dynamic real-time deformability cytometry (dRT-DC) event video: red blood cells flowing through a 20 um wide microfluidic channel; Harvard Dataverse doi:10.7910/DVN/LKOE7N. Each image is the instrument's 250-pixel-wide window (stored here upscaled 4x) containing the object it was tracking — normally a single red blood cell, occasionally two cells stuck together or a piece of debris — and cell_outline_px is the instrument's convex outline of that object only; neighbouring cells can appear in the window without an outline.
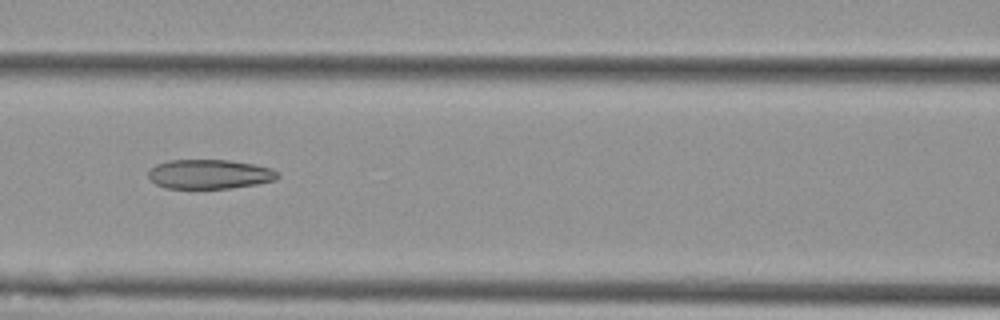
{"species": "Egyptian fruit bat (a non-hibernating species)", "species_latin": "Rousettus aegyptiacus", "temperature_condition": "cold", "stored_images_in_passage": 7, "camera_frame_rate_fps": 3000, "um_per_image_px": 0.085, "animal": {"sex": "female"}, "frame": {"image": 1, "passage_image": 3, "time_ms": 0.667, "image_size_px": [1000, 320], "cell_outline_px": [[280, 176], [276, 180], [256, 184], [228, 188], [164, 188], [156, 184], [148, 176], [148, 172], [156, 164], [168, 160], [228, 160], [256, 164], [272, 168], [280, 172]], "centroid_in_image_um": [17.85, 14.8], "position_along_channel_um": 148.7, "area_um2": 22.25}}
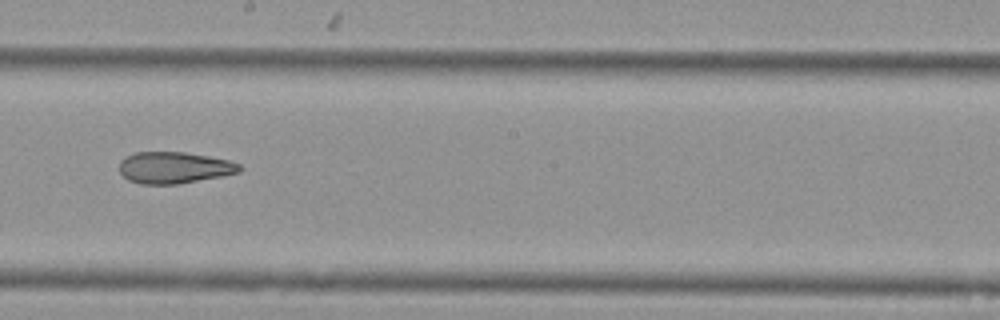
{"frame": {"image": 2, "passage_image": 5, "time_ms": 1.333, "image_size_px": [1000, 320], "cell_outline_px": [[244, 168], [240, 172], [180, 184], [140, 184], [128, 180], [120, 172], [120, 160], [124, 156], [136, 152], [184, 152], [208, 156], [228, 160], [240, 164]], "centroid_in_image_um": [14.8, 14.25], "position_along_channel_um": 233.4, "area_um2": 22.2}}
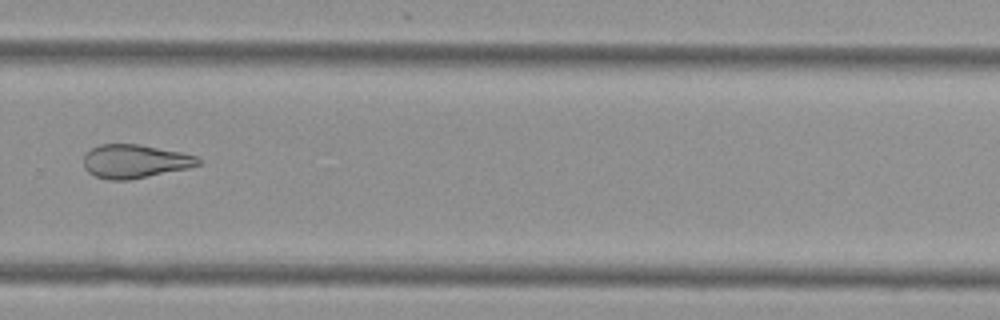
{"frame": {"image": 3, "passage_image": 7, "time_ms": 2.0, "image_size_px": [1000, 320], "cell_outline_px": [[200, 164], [188, 168], [128, 180], [108, 180], [96, 176], [88, 172], [84, 168], [84, 156], [92, 148], [100, 144], [140, 144], [180, 152], [196, 156], [200, 160]], "centroid_in_image_um": [11.44, 13.71], "position_along_channel_um": 318.4, "area_um2": 22.25}}